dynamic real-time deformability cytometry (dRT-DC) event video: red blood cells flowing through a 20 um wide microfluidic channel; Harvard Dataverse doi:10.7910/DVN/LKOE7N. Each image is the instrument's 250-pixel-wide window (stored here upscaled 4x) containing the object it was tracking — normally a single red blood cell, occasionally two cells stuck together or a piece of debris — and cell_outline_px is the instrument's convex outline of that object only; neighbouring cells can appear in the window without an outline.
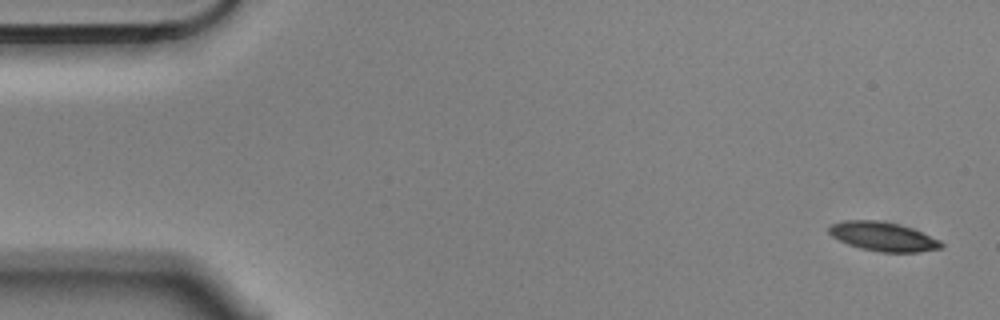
{"species": "Egyptian fruit bat (a non-hibernating species)", "species_latin": "Rousettus aegyptiacus", "temperature_condition": "cold", "stored_images_in_passage": 5, "segment_of_instrument_passage": [2, 2], "camera_frame_rate_fps": 3000, "um_per_image_px": 0.085, "animal": {"sex": "male"}, "frame": {"image": 1, "passage_image": 5, "time_ms": 1.333, "image_size_px": [1000, 320], "cell_outline_px": [[944, 248], [920, 252], [880, 252], [860, 248], [848, 244], [832, 236], [828, 232], [828, 228], [832, 224], [844, 220], [876, 220], [896, 224], [912, 228], [940, 240], [944, 244]], "centroid_in_image_um": [75.08, 20.11], "position_along_channel_um": 9.9, "area_um2": 18.96}}